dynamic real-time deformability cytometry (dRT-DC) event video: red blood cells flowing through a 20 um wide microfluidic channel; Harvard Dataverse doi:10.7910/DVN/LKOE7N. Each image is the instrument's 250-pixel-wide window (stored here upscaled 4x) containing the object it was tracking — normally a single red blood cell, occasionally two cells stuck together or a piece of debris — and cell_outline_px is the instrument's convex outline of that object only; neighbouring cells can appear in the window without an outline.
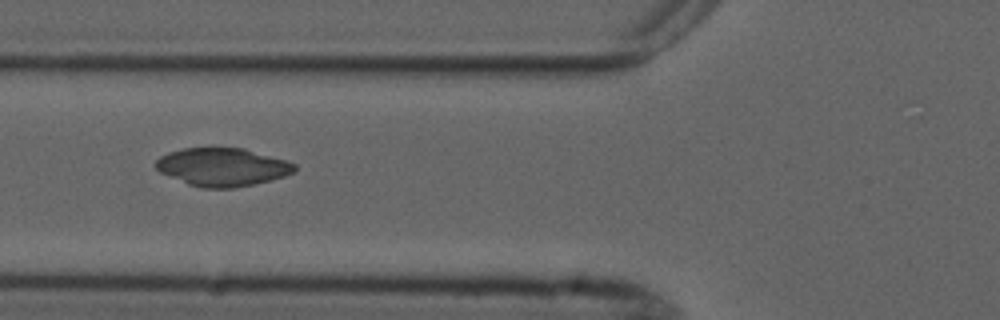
{"species": "common noctule bat (a hibernating species)", "species_latin": "Nyctalus noctula", "temperature_condition": "cold", "stored_images_in_passage": 9, "camera_frame_rate_fps": 3000, "um_per_image_px": 0.085, "animal": {"sex": "male", "forearm_length_mm": 52.5}, "frame": {"image": 1, "passage_image": 6, "time_ms": 6.0, "image_size_px": [1000, 320], "cell_outline_px": [[296, 168], [292, 172], [284, 176], [256, 184], [236, 188], [200, 188], [188, 184], [160, 172], [152, 164], [160, 156], [168, 152], [184, 148], [244, 148], [288, 160], [296, 164]], "centroid_in_image_um": [18.9, 14.2], "position_along_channel_um": 106.9, "area_um2": 31.04}}
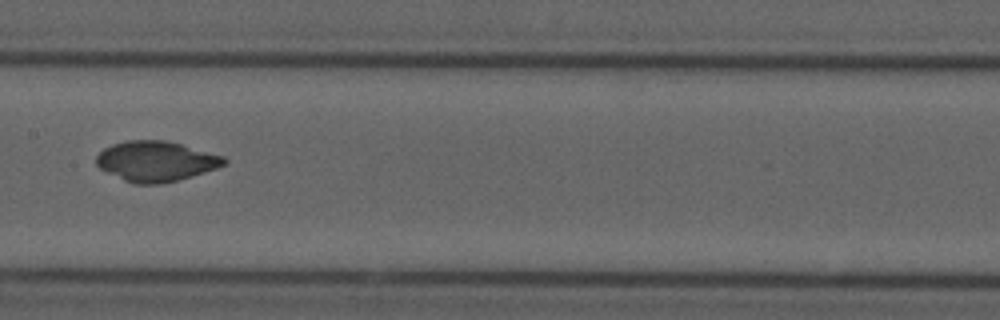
{"frame": {"image": 2, "passage_image": 8, "time_ms": 8.333, "image_size_px": [1000, 320], "cell_outline_px": [[228, 164], [192, 176], [160, 184], [136, 184], [124, 180], [100, 168], [96, 164], [96, 156], [104, 148], [112, 144], [128, 140], [164, 140], [180, 144], [224, 156], [228, 160]], "centroid_in_image_um": [13.27, 13.7], "position_along_channel_um": 194.1, "area_um2": 29.77}}
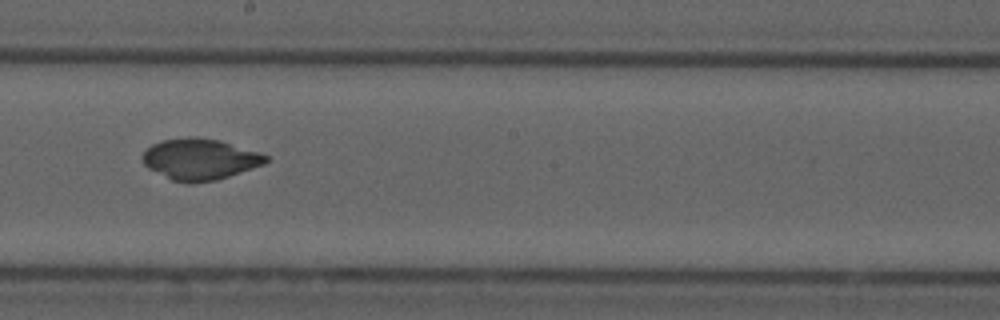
{"frame": {"image": 3, "passage_image": 9, "time_ms": 9.333, "image_size_px": [1000, 320], "cell_outline_px": [[268, 160], [264, 164], [216, 180], [192, 184], [188, 184], [172, 180], [148, 168], [144, 164], [140, 156], [152, 144], [160, 140], [188, 136], [196, 136], [220, 140], [260, 152], [268, 156]], "centroid_in_image_um": [16.96, 13.52], "position_along_channel_um": 231.2, "area_um2": 29.82}}